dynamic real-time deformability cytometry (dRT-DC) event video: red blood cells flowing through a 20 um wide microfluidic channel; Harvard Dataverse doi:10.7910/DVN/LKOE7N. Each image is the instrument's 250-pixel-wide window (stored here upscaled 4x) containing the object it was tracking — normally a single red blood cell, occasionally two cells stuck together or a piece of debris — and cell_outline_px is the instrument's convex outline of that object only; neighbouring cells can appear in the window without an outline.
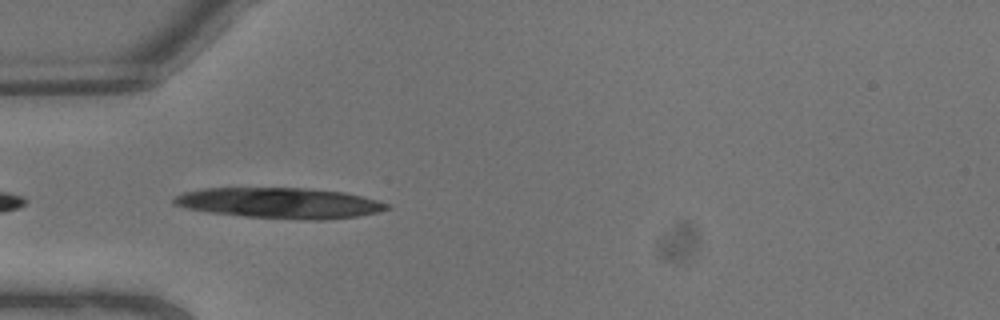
{"species": "common noctule bat (a hibernating species)", "species_latin": "Nyctalus noctula", "temperature_condition": "warm", "stored_images_in_passage": 8, "camera_frame_rate_fps": 3000, "um_per_image_px": 0.085, "animal": {"sex": "male", "body_mass_g": 13.3}, "frame": {"image": 1, "passage_image": 7, "time_ms": 2.0, "image_size_px": [1000, 320], "cell_outline_px": [[392, 208], [376, 212], [356, 216], [324, 220], [308, 220], [244, 216], [208, 212], [184, 208], [172, 204], [172, 200], [176, 196], [184, 192], [204, 188], [308, 188], [344, 192], [376, 200], [388, 204]], "centroid_in_image_um": [23.75, 17.25], "position_along_channel_um": 61.3, "area_um2": 37.92}}